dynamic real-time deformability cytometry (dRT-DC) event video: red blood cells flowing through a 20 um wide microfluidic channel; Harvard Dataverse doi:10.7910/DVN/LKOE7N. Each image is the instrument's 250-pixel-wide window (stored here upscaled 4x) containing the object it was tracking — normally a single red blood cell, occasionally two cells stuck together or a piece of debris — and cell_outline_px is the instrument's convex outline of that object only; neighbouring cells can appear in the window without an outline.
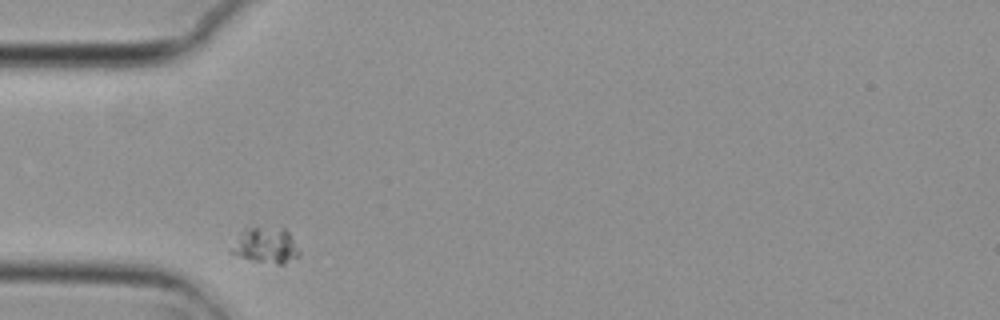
{"species": "common noctule bat (a hibernating species)", "species_latin": "Nyctalus noctula", "temperature_condition": "cold", "stored_images_in_passage": 35, "camera_frame_rate_fps": 3000, "um_per_image_px": 0.085, "animal": {"sex": "female", "body_mass_g": 29.2, "forearm_length_mm": 56.3}, "frame": {"image": 1, "passage_image": 1, "time_ms": 0.0, "image_size_px": [1000, 320], "cell_outline_px": [[300, 256], [284, 264], [276, 264], [252, 260], [228, 252], [228, 248], [240, 232], [244, 228], [284, 228], [288, 232], [300, 252]], "centroid_in_image_um": [22.55, 20.87], "position_along_channel_um": 62.5, "area_um2": 14.16}}
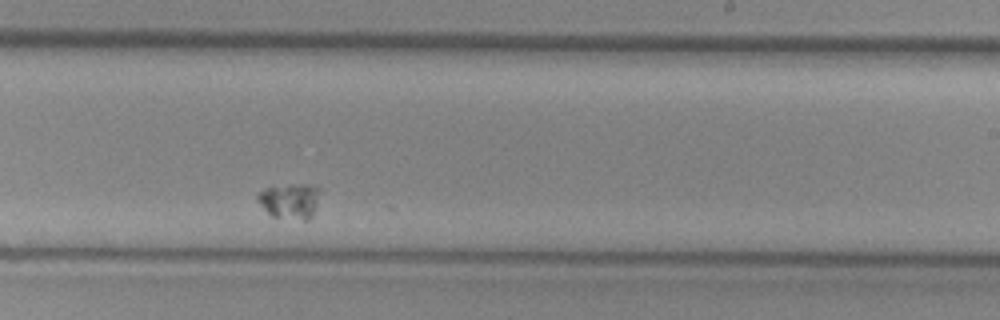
{"frame": {"image": 2, "passage_image": 20, "time_ms": 6.333, "image_size_px": [1000, 320], "cell_outline_px": [[320, 188], [316, 208], [312, 216], [308, 220], [304, 220], [272, 216], [256, 200], [256, 192], [272, 184], [312, 184]], "centroid_in_image_um": [24.61, 17.03], "position_along_channel_um": 264.4, "area_um2": 13.29}}
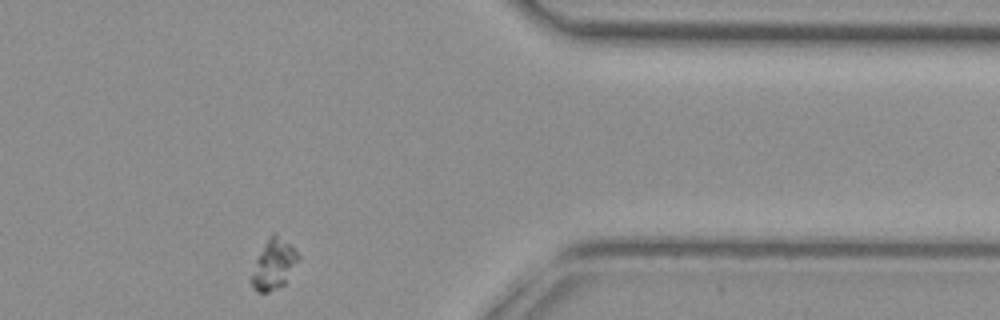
{"frame": {"image": 3, "passage_image": 33, "time_ms": 10.667, "image_size_px": [1000, 320], "cell_outline_px": [[300, 256], [284, 284], [268, 292], [256, 292], [252, 288], [248, 280], [256, 260], [264, 244], [272, 232], [276, 232]], "centroid_in_image_um": [23.2, 22.5], "position_along_channel_um": 388.2, "area_um2": 13.47}, "authors_computed_cell_mechanics": {"area_um2": 13.4096, "velocity_mm_per_s": 3.2611, "shape_relaxation_time_tau1_ms": 0.6231, "shape_relaxation_time_tau2_ms": null, "deformation_change_tau1": 0.026, "deformation_change_tau2": null}}